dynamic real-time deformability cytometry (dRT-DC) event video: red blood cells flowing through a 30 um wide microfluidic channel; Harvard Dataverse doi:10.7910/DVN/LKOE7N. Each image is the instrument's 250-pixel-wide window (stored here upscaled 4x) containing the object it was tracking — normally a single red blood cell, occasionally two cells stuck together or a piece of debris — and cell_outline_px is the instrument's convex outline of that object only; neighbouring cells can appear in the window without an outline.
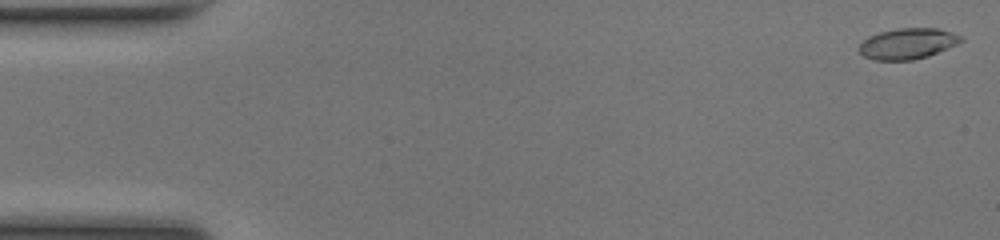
{"species": "common noctule bat (a hibernating species)", "species_latin": "Nyctalus noctula", "temperature_condition": "room temperature", "stored_images_in_passage": 50, "camera_frame_rate_fps": 3000, "um_per_image_px": 0.085, "animal": {"sex": "female", "body_mass_g": 17.0, "forearm_length_mm": 48.0}, "frame": {"image": 1, "passage_image": 1, "time_ms": 0.0, "image_size_px": [1000, 240], "cell_outline_px": [[964, 40], [956, 44], [928, 56], [912, 60], [872, 60], [864, 56], [856, 48], [868, 36], [880, 32], [900, 28], [936, 28], [952, 32], [964, 36]], "centroid_in_image_um": [77.14, 3.71], "position_along_channel_um": 7.9, "area_um2": 18.32}}
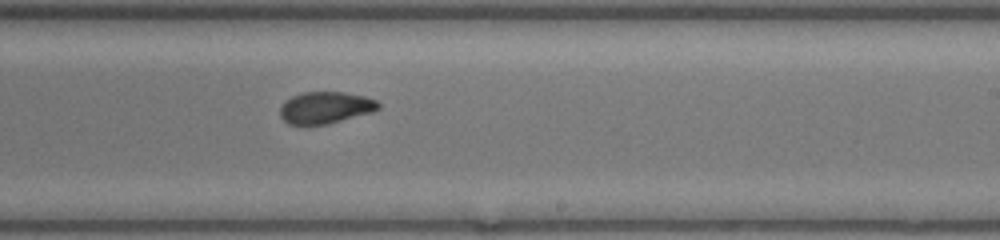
{"frame": {"image": 2, "passage_image": 30, "time_ms": 9.667, "image_size_px": [1000, 240], "cell_outline_px": [[380, 108], [372, 112], [328, 124], [288, 124], [280, 116], [280, 108], [284, 100], [292, 96], [304, 92], [344, 92], [364, 96], [376, 100], [380, 104]], "centroid_in_image_um": [27.66, 9.14], "position_along_channel_um": 261.3, "area_um2": 18.21}}
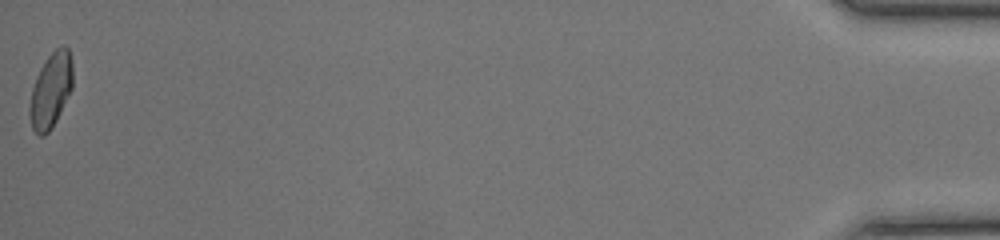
{"frame": {"image": 3, "passage_image": 50, "time_ms": 16.333, "image_size_px": [1000, 240], "cell_outline_px": [[72, 88], [52, 128], [44, 136], [40, 136], [32, 128], [28, 112], [28, 108], [32, 88], [36, 76], [40, 68], [48, 56], [60, 44], [64, 44], [68, 48], [72, 64]], "centroid_in_image_um": [4.3, 7.67], "position_along_channel_um": 430.9, "area_um2": 18.84}, "authors_computed_cell_mechanics": {"area_um2": 18.496, "velocity_mm_per_s": 4.145, "shape_relaxation_time_tau1_ms": 8.4366, "shape_relaxation_time_tau2_ms": 1.7003, "deformation_change_tau1": 0.1869, "deformation_change_tau2": 0.0607}}